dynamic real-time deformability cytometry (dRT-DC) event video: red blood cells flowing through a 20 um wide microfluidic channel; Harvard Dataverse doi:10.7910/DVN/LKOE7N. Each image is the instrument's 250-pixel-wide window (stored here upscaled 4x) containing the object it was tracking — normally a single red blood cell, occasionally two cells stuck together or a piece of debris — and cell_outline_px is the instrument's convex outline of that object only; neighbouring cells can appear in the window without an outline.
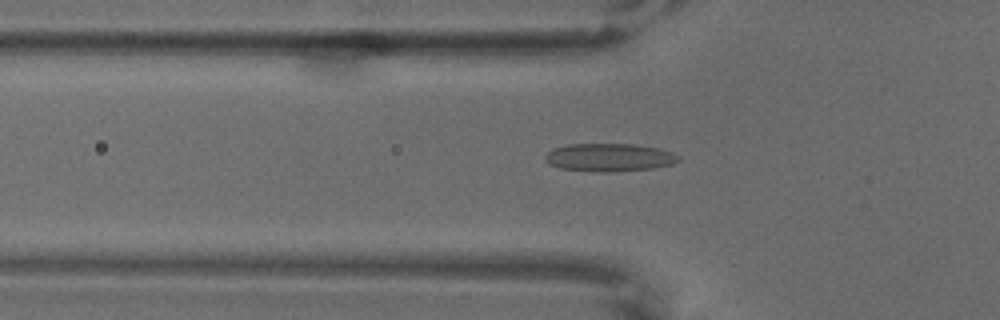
{"species": "common noctule bat (a hibernating species)", "species_latin": "Nyctalus noctula", "temperature_condition": "warm", "stored_images_in_passage": 66, "camera_frame_rate_fps": 3000, "um_per_image_px": 0.085, "animal": {"sex": "male", "body_mass_g": 18.8}, "frame": {"image": 1, "passage_image": 23, "time_ms": 7.333, "image_size_px": [1000, 320], "cell_outline_px": [[680, 160], [672, 164], [652, 168], [608, 172], [596, 172], [560, 168], [544, 160], [544, 156], [552, 148], [568, 144], [632, 144], [656, 148], [672, 152], [680, 156]], "centroid_in_image_um": [51.77, 13.38], "position_along_channel_um": 74.0, "area_um2": 21.68}}
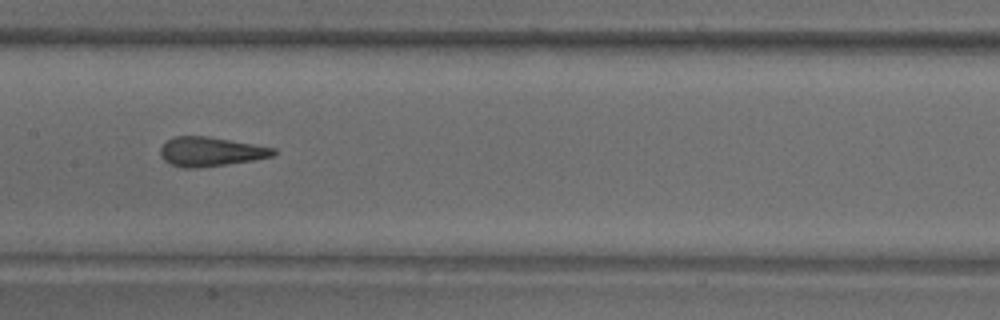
{"frame": {"image": 2, "passage_image": 34, "time_ms": 11.0, "image_size_px": [1000, 320], "cell_outline_px": [[276, 152], [272, 156], [252, 160], [196, 168], [184, 168], [168, 164], [160, 156], [160, 148], [168, 140], [176, 136], [208, 136], [276, 148]], "centroid_in_image_um": [17.86, 12.89], "position_along_channel_um": 189.5, "area_um2": 19.13}}
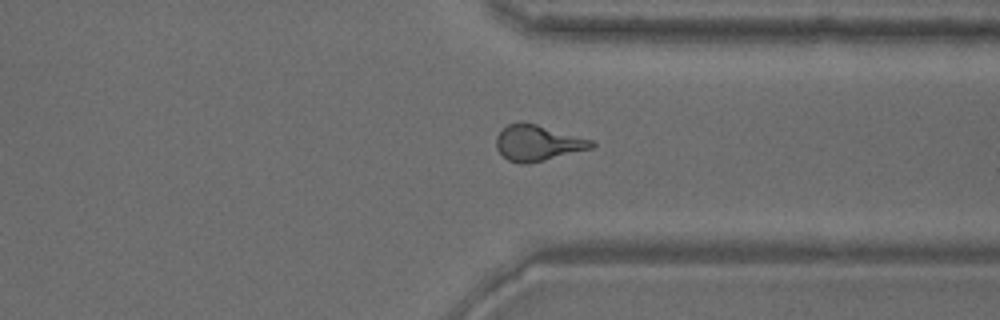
{"frame": {"image": 3, "passage_image": 51, "time_ms": 16.667, "image_size_px": [1000, 320], "cell_outline_px": [[596, 144], [592, 148], [528, 164], [520, 164], [508, 160], [496, 148], [496, 136], [508, 124], [520, 120], [536, 124], [592, 140]], "centroid_in_image_um": [45.68, 12.14], "position_along_channel_um": 365.7, "area_um2": 19.77}}